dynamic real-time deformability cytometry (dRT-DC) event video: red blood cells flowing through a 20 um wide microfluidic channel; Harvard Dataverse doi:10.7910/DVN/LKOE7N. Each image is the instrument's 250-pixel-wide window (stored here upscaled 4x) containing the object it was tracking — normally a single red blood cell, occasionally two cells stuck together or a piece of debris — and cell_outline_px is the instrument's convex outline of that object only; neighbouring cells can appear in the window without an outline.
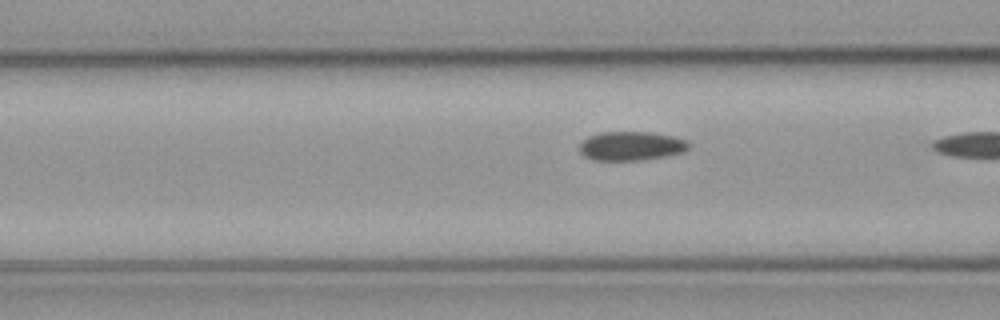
{"species": "common noctule bat (a hibernating species)", "species_latin": "Nyctalus noctula", "temperature_condition": "cold", "stored_images_in_passage": 11, "camera_frame_rate_fps": 3000, "um_per_image_px": 0.085, "animal": {"sex": "male", "body_mass_g": 23.1, "forearm_length_mm": 52.7}, "frame": {"image": 1, "passage_image": 10, "time_ms": 3.0, "image_size_px": [1000, 320], "cell_outline_px": [[688, 148], [684, 152], [664, 156], [640, 160], [596, 160], [584, 156], [580, 152], [580, 144], [588, 136], [600, 132], [652, 132], [672, 136], [688, 140]], "centroid_in_image_um": [53.65, 12.4], "position_along_channel_um": 113.0, "area_um2": 18.38}}